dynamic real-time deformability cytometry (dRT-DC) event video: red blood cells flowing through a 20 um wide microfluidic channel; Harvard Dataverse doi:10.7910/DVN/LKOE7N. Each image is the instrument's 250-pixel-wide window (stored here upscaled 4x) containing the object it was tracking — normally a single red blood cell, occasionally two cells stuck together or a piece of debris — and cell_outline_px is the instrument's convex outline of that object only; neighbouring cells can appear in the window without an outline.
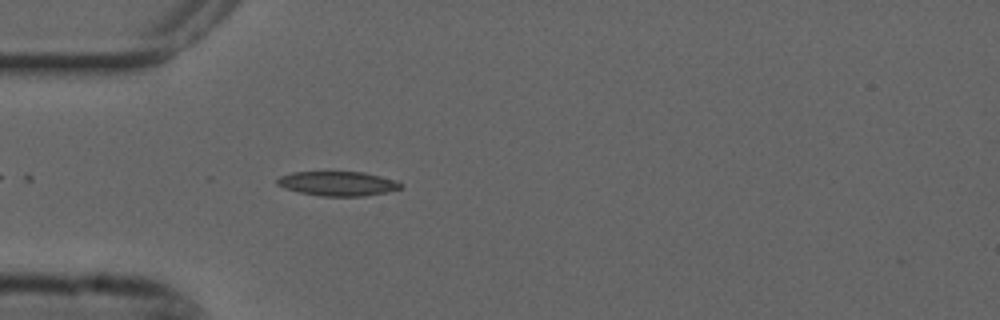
{"species": "common noctule bat (a hibernating species)", "species_latin": "Nyctalus noctula", "temperature_condition": "cold", "stored_images_in_passage": 13, "camera_frame_rate_fps": 3000, "um_per_image_px": 0.085, "animal": {"sex": "male", "forearm_length_mm": 52.5}, "frame": {"image": 1, "passage_image": 6, "time_ms": 1.667, "image_size_px": [1000, 320], "cell_outline_px": [[404, 188], [388, 192], [364, 196], [320, 196], [300, 192], [284, 188], [276, 184], [276, 180], [280, 176], [292, 172], [364, 172], [396, 180], [404, 184]], "centroid_in_image_um": [28.75, 15.61], "position_along_channel_um": 56.2, "area_um2": 17.74}}